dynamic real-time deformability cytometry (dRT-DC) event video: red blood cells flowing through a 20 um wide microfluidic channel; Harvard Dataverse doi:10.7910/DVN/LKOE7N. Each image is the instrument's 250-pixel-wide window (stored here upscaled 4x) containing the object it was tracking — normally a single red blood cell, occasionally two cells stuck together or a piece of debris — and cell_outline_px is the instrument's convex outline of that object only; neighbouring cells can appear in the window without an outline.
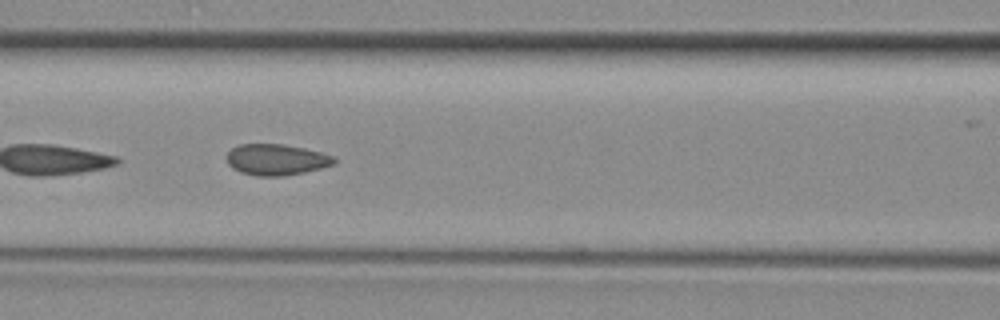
{"species": "common noctule bat (a hibernating species)", "species_latin": "Nyctalus noctula", "temperature_condition": "room temperature", "stored_images_in_passage": 22, "camera_frame_rate_fps": 3000, "um_per_image_px": 0.085, "animal": {"sex": "female", "body_mass_g": 29.2, "forearm_length_mm": 56.3}, "frame": {"image": 1, "passage_image": 20, "time_ms": 6.333, "image_size_px": [1000, 320], "cell_outline_px": [[336, 164], [304, 172], [284, 176], [256, 176], [240, 172], [232, 168], [228, 164], [228, 152], [232, 148], [240, 144], [280, 144], [304, 148], [336, 156]], "centroid_in_image_um": [23.51, 13.57], "position_along_channel_um": 143.1, "area_um2": 19.48}}